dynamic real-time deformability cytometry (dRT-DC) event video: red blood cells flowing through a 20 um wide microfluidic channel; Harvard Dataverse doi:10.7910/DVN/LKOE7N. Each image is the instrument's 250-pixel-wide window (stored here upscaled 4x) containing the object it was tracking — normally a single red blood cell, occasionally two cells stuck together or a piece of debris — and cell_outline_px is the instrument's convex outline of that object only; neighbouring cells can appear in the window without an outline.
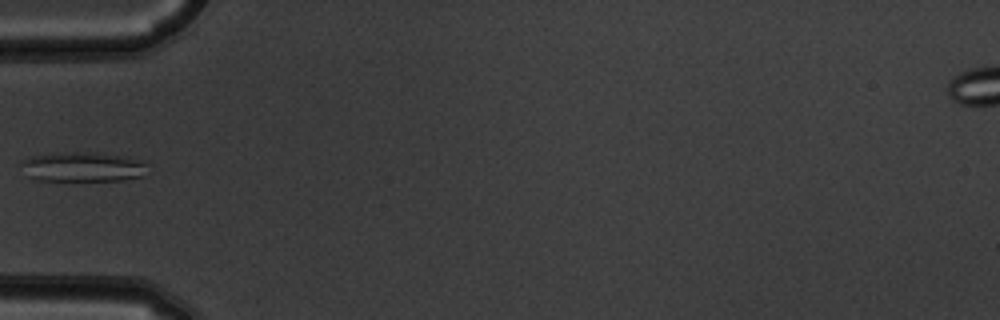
{"species": "common noctule bat (a hibernating species)", "species_latin": "Nyctalus noctula", "temperature_condition": "warm", "stored_images_in_passage": 6, "camera_frame_rate_fps": 3000, "um_per_image_px": 0.085, "animal": {"sex": "male", "body_mass_g": 19.5, "forearm_length_mm": 54.6}, "frame": {"image": 1, "passage_image": 6, "time_ms": 1.667, "image_size_px": [1000, 320], "cell_outline_px": [[148, 164], [140, 176], [124, 180], [36, 180], [28, 176], [20, 164], [20, 160], [32, 156], [72, 152], [104, 152], [124, 156], [140, 160]], "centroid_in_image_um": [7.02, 14.17], "position_along_channel_um": 78.0, "area_um2": 21.73}}